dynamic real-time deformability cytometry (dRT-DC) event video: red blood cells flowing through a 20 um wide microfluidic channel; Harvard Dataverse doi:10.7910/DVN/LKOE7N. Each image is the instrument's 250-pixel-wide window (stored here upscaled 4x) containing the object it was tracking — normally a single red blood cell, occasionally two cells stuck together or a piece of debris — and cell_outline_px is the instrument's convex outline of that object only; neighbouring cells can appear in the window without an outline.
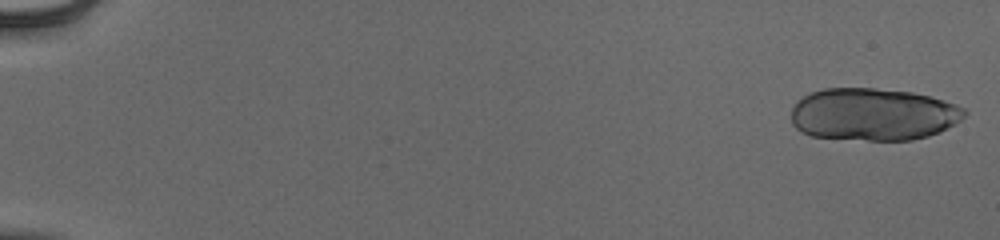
{"species": "human", "species_latin": "Homo sapiens", "temperature_condition": "cold", "stored_images_in_passage": 22, "camera_frame_rate_fps": 3000, "um_per_image_px": 0.085, "donor": {"sex": "male"}, "frame": {"image": 1, "passage_image": 1, "time_ms": 0.0, "image_size_px": [1000, 240], "cell_outline_px": [[968, 112], [956, 124], [940, 132], [928, 136], [912, 140], [868, 140], [812, 136], [796, 128], [792, 124], [792, 108], [796, 100], [812, 92], [824, 88], [876, 88], [912, 92], [944, 100], [956, 104], [964, 108]], "centroid_in_image_um": [74.24, 9.71], "position_along_channel_um": 10.8, "area_um2": 53.12}}
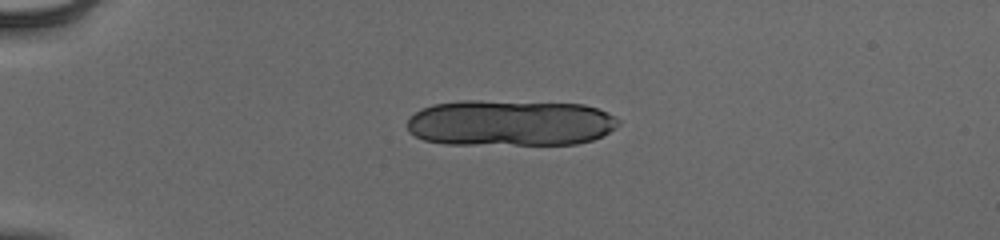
{"frame": {"image": 2, "passage_image": 14, "time_ms": 4.333, "image_size_px": [1000, 240], "cell_outline_px": [[620, 124], [616, 128], [592, 140], [576, 144], [444, 144], [424, 140], [408, 132], [408, 120], [420, 108], [432, 104], [460, 100], [480, 100], [584, 104], [608, 112], [620, 120]], "centroid_in_image_um": [43.35, 10.44], "position_along_channel_um": 41.6, "area_um2": 57.28}}